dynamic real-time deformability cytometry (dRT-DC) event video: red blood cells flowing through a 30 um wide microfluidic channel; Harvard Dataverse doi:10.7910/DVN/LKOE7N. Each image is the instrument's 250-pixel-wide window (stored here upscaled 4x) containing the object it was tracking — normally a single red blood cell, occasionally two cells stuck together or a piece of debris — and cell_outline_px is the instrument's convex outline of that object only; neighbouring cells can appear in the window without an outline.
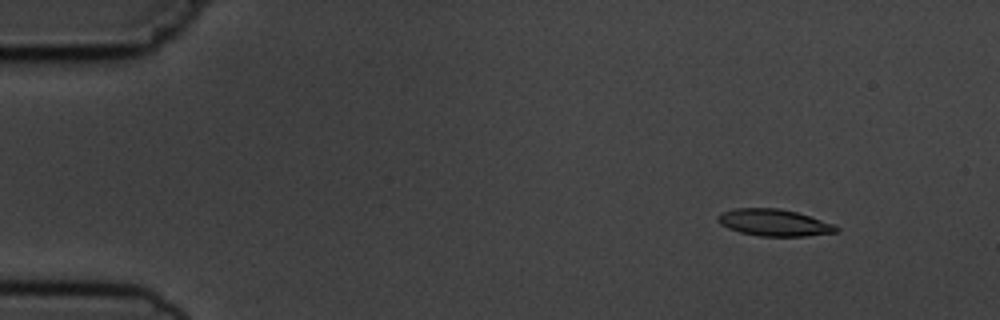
{"species": "common noctule bat (a hibernating species)", "species_latin": "Nyctalus noctula", "temperature_condition": "cold", "stored_images_in_passage": 5, "camera_frame_rate_fps": 3000, "um_per_image_px": 0.085, "animal": {"sex": "male", "body_mass_g": 19.5, "forearm_length_mm": 54.6}, "frame": {"image": 1, "passage_image": 2, "time_ms": 1.0, "image_size_px": [1000, 320], "cell_outline_px": [[840, 232], [804, 236], [760, 236], [740, 232], [728, 228], [720, 224], [720, 216], [724, 212], [736, 208], [780, 208], [796, 212], [836, 224], [840, 228]], "centroid_in_image_um": [65.89, 18.93], "position_along_channel_um": 19.1, "area_um2": 18.38}}
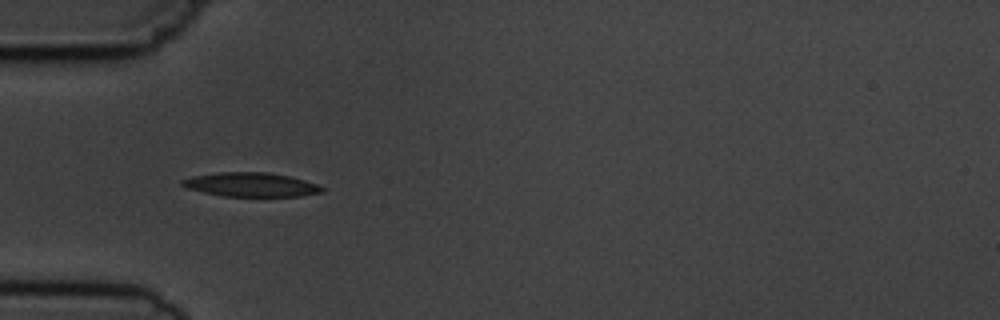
{"frame": {"image": 2, "passage_image": 5, "time_ms": 4.667, "image_size_px": [1000, 320], "cell_outline_px": [[328, 188], [324, 192], [300, 196], [220, 196], [188, 188], [180, 184], [180, 180], [192, 176], [220, 172], [268, 172], [288, 176], [304, 180]], "centroid_in_image_um": [21.35, 15.69], "position_along_channel_um": 63.6, "area_um2": 19.65}}